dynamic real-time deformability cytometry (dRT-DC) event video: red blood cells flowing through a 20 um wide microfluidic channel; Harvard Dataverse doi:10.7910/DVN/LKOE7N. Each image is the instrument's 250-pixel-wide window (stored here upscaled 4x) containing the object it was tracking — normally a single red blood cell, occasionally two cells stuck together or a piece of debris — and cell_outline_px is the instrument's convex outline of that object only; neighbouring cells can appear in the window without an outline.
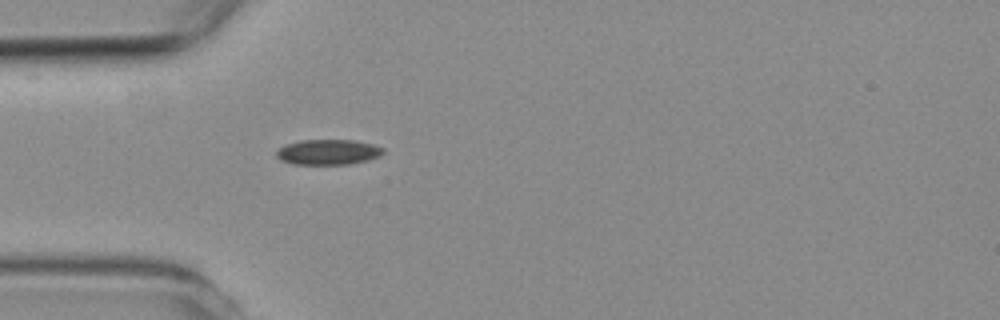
{"species": "common noctule bat (a hibernating species)", "species_latin": "Nyctalus noctula", "temperature_condition": "room temperature", "stored_images_in_passage": 1, "camera_frame_rate_fps": 3000, "um_per_image_px": 0.085, "animal": {"sex": "female", "body_mass_g": 19.3, "forearm_length_mm": 54.1}, "frame": {"image": 1, "passage_image": 1, "time_ms": 0.0, "image_size_px": [1000, 320], "cell_outline_px": [[384, 152], [380, 156], [368, 160], [352, 164], [292, 164], [280, 160], [276, 156], [276, 152], [280, 148], [288, 144], [300, 140], [352, 140], [372, 144], [384, 148]], "centroid_in_image_um": [27.91, 12.93], "position_along_channel_um": 57.1, "area_um2": 15.72}}